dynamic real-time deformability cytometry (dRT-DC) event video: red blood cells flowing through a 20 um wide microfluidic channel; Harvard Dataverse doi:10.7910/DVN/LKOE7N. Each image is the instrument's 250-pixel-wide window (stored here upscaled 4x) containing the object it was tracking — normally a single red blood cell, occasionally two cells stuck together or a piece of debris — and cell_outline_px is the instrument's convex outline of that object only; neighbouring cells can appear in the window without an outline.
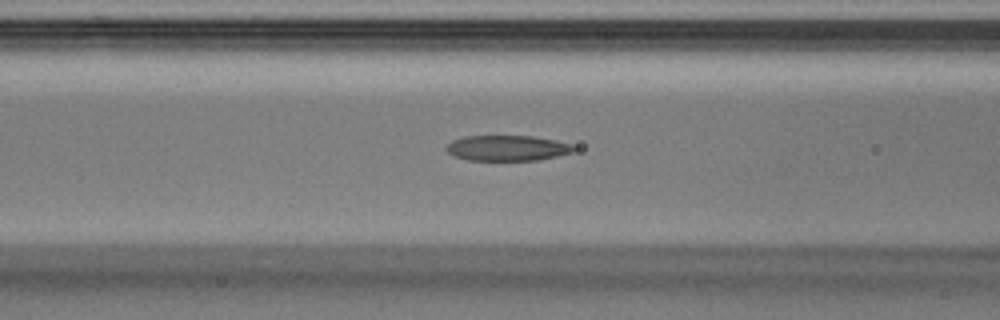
{"species": "Egyptian fruit bat (a non-hibernating species)", "species_latin": "Rousettus aegyptiacus", "temperature_condition": "warm", "stored_images_in_passage": 22, "camera_frame_rate_fps": 3000, "um_per_image_px": 0.085, "animal": {"sex": "male"}, "frame": {"image": 1, "passage_image": 5, "time_ms": 1.333, "image_size_px": [1000, 320], "cell_outline_px": [[576, 148], [572, 152], [556, 156], [536, 160], [468, 160], [452, 156], [444, 148], [452, 140], [464, 136], [532, 136], [556, 140], [572, 144]], "centroid_in_image_um": [43.09, 12.58], "position_along_channel_um": 123.5, "area_um2": 18.96}}
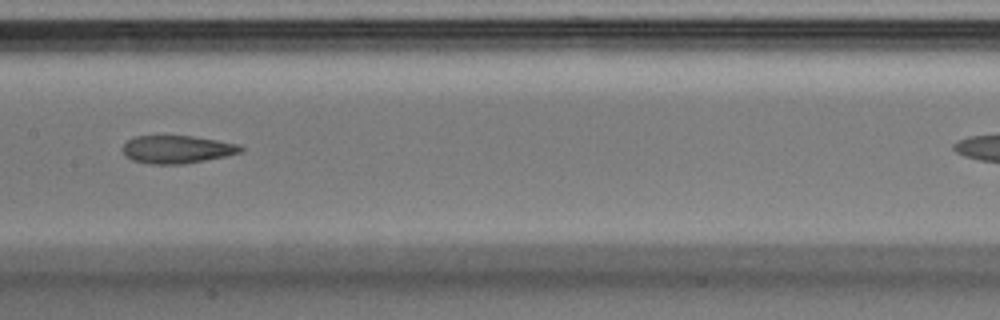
{"frame": {"image": 2, "passage_image": 9, "time_ms": 2.667, "image_size_px": [1000, 320], "cell_outline_px": [[244, 152], [184, 164], [152, 164], [132, 160], [124, 156], [124, 144], [128, 140], [136, 136], [192, 136], [240, 144], [244, 148]], "centroid_in_image_um": [15.07, 12.7], "position_along_channel_um": 192.3, "area_um2": 19.07}}
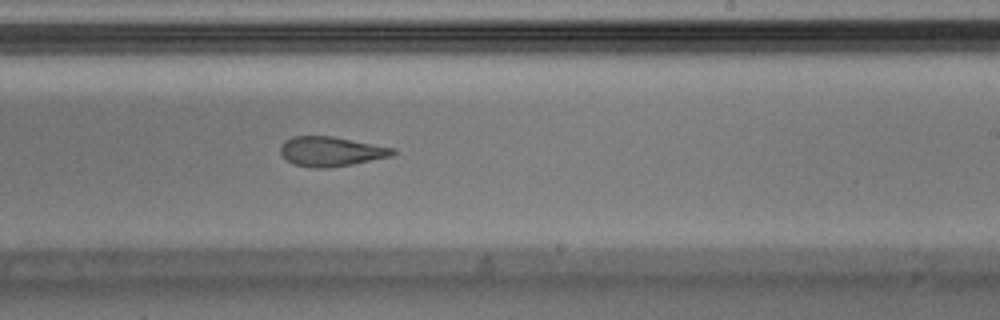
{"frame": {"image": 3, "passage_image": 13, "time_ms": 4.0, "image_size_px": [1000, 320], "cell_outline_px": [[396, 152], [392, 156], [352, 164], [328, 168], [312, 168], [296, 164], [288, 160], [280, 152], [280, 148], [284, 140], [292, 136], [332, 136], [396, 148]], "centroid_in_image_um": [28.15, 12.86], "position_along_channel_um": 260.8, "area_um2": 19.36}}